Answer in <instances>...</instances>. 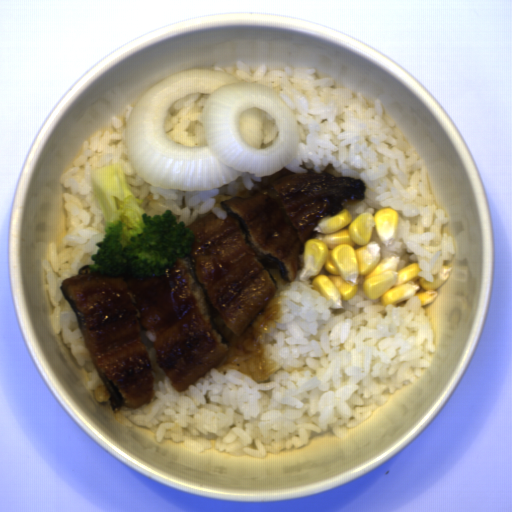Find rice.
Here are the masks:
<instances>
[{
	"instance_id": "rice-3",
	"label": "rice",
	"mask_w": 512,
	"mask_h": 512,
	"mask_svg": "<svg viewBox=\"0 0 512 512\" xmlns=\"http://www.w3.org/2000/svg\"><path fill=\"white\" fill-rule=\"evenodd\" d=\"M135 106L126 104L102 128L87 134L76 158L60 178L61 206L63 209V235L57 249L52 242L46 246L40 268L50 304L51 333L60 335L84 373L88 388H98L103 382L88 352L71 305L61 287L67 277L78 274L84 265H93L97 242L105 239L103 208L100 205L91 176L98 166L124 164L130 192L149 216L170 210L175 221L187 227L197 218L214 213L218 218L227 217L214 200L221 186L207 190H173L154 186L137 174L131 164L126 146V128Z\"/></svg>"
},
{
	"instance_id": "rice-4",
	"label": "rice",
	"mask_w": 512,
	"mask_h": 512,
	"mask_svg": "<svg viewBox=\"0 0 512 512\" xmlns=\"http://www.w3.org/2000/svg\"><path fill=\"white\" fill-rule=\"evenodd\" d=\"M209 94H191L171 104L164 118L166 136L180 145H204L203 106Z\"/></svg>"
},
{
	"instance_id": "rice-2",
	"label": "rice",
	"mask_w": 512,
	"mask_h": 512,
	"mask_svg": "<svg viewBox=\"0 0 512 512\" xmlns=\"http://www.w3.org/2000/svg\"><path fill=\"white\" fill-rule=\"evenodd\" d=\"M235 79L276 90L295 115L298 148L285 168L293 172H319L332 163L343 176L360 178L366 191L363 200L347 206L353 220L361 213L393 208L397 231L385 244L373 226L370 242L380 247L379 261L398 257L397 272L417 264L416 277L434 282L443 266L450 268L454 242L443 234L448 223L430 189L427 169L416 149L376 97L371 105L360 92L334 84V76L318 75L315 67L266 65L252 68L245 61L234 66L213 65Z\"/></svg>"
},
{
	"instance_id": "rice-1",
	"label": "rice",
	"mask_w": 512,
	"mask_h": 512,
	"mask_svg": "<svg viewBox=\"0 0 512 512\" xmlns=\"http://www.w3.org/2000/svg\"><path fill=\"white\" fill-rule=\"evenodd\" d=\"M272 300L238 336L227 360L177 391L156 359L152 332L142 330L155 392L126 408L127 418L158 441L196 451L261 456L299 448L314 432L343 433L370 417L430 367L435 339L417 296L399 304L368 298L364 275L342 307L301 279H283Z\"/></svg>"
},
{
	"instance_id": "rice-5",
	"label": "rice",
	"mask_w": 512,
	"mask_h": 512,
	"mask_svg": "<svg viewBox=\"0 0 512 512\" xmlns=\"http://www.w3.org/2000/svg\"><path fill=\"white\" fill-rule=\"evenodd\" d=\"M262 138L260 148H266L273 144L280 133L279 126L275 122L273 116L261 110Z\"/></svg>"
}]
</instances>
